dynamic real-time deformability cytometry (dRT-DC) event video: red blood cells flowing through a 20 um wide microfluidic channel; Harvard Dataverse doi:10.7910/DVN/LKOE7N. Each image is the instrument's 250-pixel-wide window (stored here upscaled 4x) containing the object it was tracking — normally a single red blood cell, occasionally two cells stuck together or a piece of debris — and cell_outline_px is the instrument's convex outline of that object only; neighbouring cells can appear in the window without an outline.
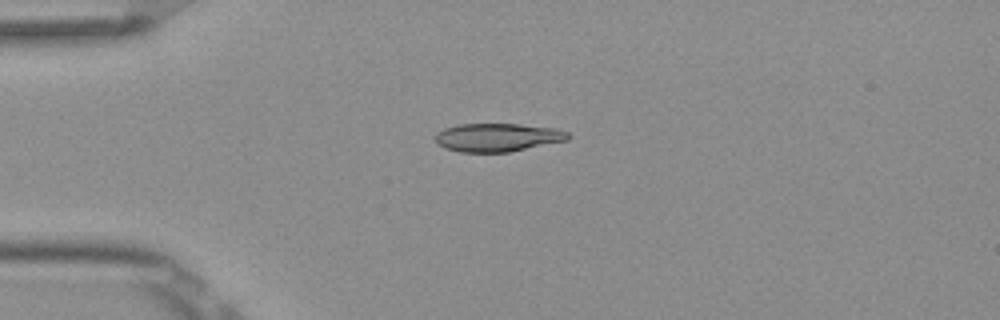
{"species": "Egyptian fruit bat (a non-hibernating species)", "species_latin": "Rousettus aegyptiacus", "temperature_condition": "room temperature", "stored_images_in_passage": 10, "camera_frame_rate_fps": 3000, "um_per_image_px": 0.085, "frame": {"image": 1, "passage_image": 3, "time_ms": 0.667, "image_size_px": [1000, 320], "cell_outline_px": [[572, 136], [568, 140], [508, 152], [460, 152], [444, 148], [436, 144], [436, 132], [444, 128], [460, 124], [520, 124], [556, 128], [568, 132]], "centroid_in_image_um": [42.29, 11.68], "position_along_channel_um": 42.7, "area_um2": 22.02}}
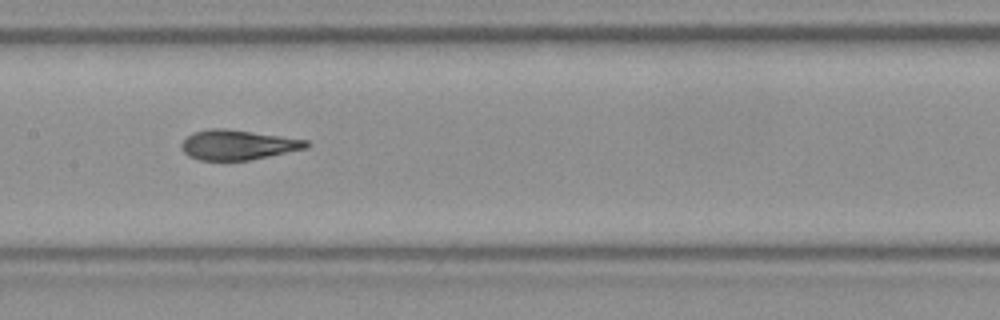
{"frame": {"image": 2, "passage_image": 7, "time_ms": 2.0, "image_size_px": [1000, 320], "cell_outline_px": [[312, 144], [308, 148], [248, 160], [200, 160], [188, 156], [180, 148], [180, 144], [188, 136], [196, 132], [208, 128], [228, 128], [308, 140]], "centroid_in_image_um": [20.23, 12.3], "position_along_channel_um": 187.2, "area_um2": 21.79}}
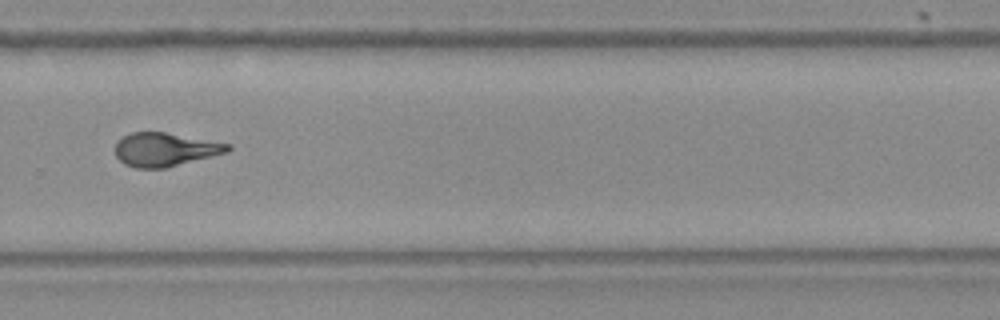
{"frame": {"image": 3, "passage_image": 10, "time_ms": 3.0, "image_size_px": [1000, 320], "cell_outline_px": [[232, 148], [228, 152], [164, 168], [136, 168], [124, 164], [116, 156], [116, 144], [124, 136], [132, 132], [164, 132], [232, 144]], "centroid_in_image_um": [14.05, 12.71], "position_along_channel_um": 315.8, "area_um2": 21.79}}